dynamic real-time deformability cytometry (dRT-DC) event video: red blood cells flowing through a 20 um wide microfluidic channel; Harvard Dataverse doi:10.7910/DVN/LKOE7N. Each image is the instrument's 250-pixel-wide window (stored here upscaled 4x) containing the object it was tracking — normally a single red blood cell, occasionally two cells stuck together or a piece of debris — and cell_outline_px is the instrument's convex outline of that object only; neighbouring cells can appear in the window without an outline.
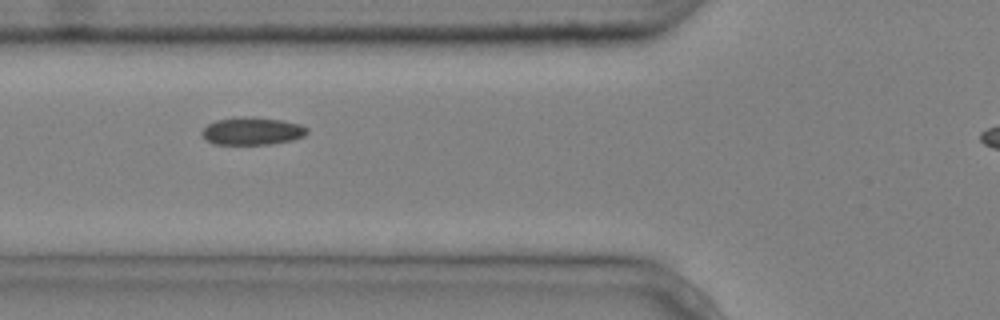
{"species": "common noctule bat (a hibernating species)", "species_latin": "Nyctalus noctula", "temperature_condition": "cold", "stored_images_in_passage": 3, "camera_frame_rate_fps": 3000, "um_per_image_px": 0.085, "animal": {"sex": "male", "body_mass_g": 20.4}, "frame": {"image": 1, "passage_image": 2, "time_ms": 0.333, "image_size_px": [1000, 320], "cell_outline_px": [[308, 132], [304, 136], [292, 140], [272, 144], [212, 144], [200, 132], [208, 124], [216, 120], [240, 116], [252, 116], [284, 120], [300, 124], [308, 128]], "centroid_in_image_um": [21.46, 11.12], "position_along_channel_um": 104.3, "area_um2": 17.11}}